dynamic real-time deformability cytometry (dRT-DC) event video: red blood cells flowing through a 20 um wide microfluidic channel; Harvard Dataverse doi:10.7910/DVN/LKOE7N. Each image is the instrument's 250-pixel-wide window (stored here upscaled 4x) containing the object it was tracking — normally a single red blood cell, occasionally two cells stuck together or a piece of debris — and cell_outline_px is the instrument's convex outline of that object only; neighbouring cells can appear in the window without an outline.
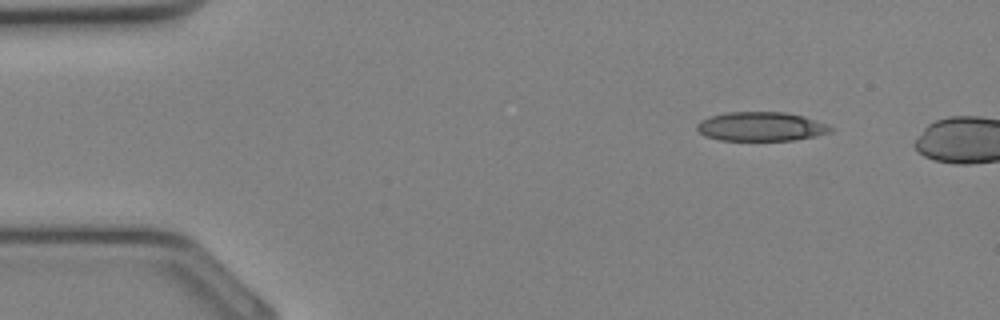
{"species": "Egyptian fruit bat (a non-hibernating species)", "species_latin": "Rousettus aegyptiacus", "temperature_condition": "cold", "stored_images_in_passage": 5, "camera_frame_rate_fps": 3000, "um_per_image_px": 0.085, "animal": {"sex": "female"}, "frame": {"image": 1, "passage_image": 1, "time_ms": 0.0, "image_size_px": [1000, 320], "cell_outline_px": [[836, 128], [832, 132], [816, 136], [792, 140], [720, 140], [704, 136], [696, 128], [696, 124], [700, 120], [712, 116], [728, 112], [784, 112], [804, 116]], "centroid_in_image_um": [64.7, 10.76], "position_along_channel_um": 20.3, "area_um2": 22.66}}